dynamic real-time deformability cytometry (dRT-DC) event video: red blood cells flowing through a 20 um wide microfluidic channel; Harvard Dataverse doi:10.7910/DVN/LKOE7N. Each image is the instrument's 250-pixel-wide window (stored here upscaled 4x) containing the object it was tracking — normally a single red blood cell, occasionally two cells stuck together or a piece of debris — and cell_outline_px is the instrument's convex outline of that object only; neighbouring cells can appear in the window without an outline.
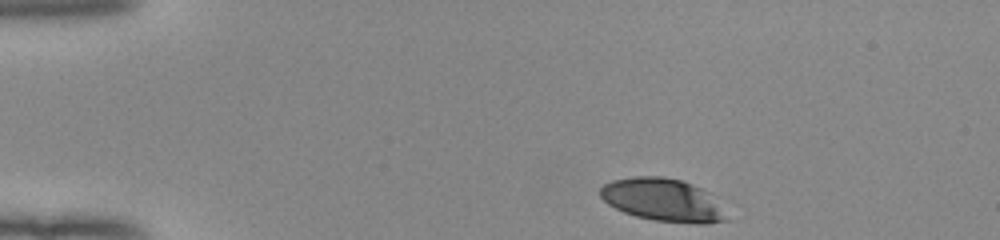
{"species": "human", "species_latin": "Homo sapiens", "temperature_condition": "room temperature", "stored_images_in_passage": 39, "camera_frame_rate_fps": 3000, "um_per_image_px": 0.085, "donor": {"sex": "female"}, "frame": {"image": 1, "passage_image": 1, "time_ms": 0.0, "image_size_px": [1000, 240], "cell_outline_px": [[728, 220], [708, 224], [696, 224], [652, 220], [636, 216], [624, 212], [608, 204], [600, 196], [600, 188], [604, 184], [612, 180], [636, 176], [664, 176], [680, 180], [692, 184], [700, 188]], "centroid_in_image_um": [56.22, 16.99], "position_along_channel_um": 28.8, "area_um2": 30.69}}
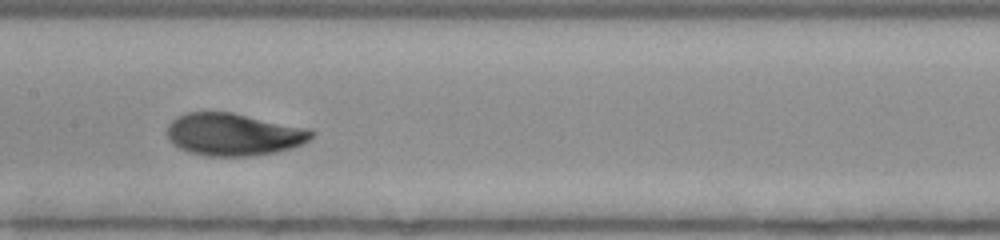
{"frame": {"image": 2, "passage_image": 19, "time_ms": 6.0, "image_size_px": [1000, 240], "cell_outline_px": [[316, 132], [308, 140], [292, 148], [252, 156], [204, 156], [188, 152], [172, 144], [168, 136], [168, 124], [176, 116], [184, 112], [232, 112], [308, 128]], "centroid_in_image_um": [19.82, 11.42], "position_along_channel_um": 187.6, "area_um2": 35.72}}
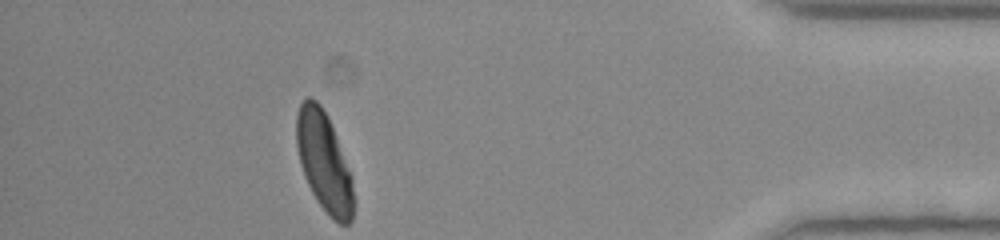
{"frame": {"image": 3, "passage_image": 39, "time_ms": 12.667, "image_size_px": [1000, 240], "cell_outline_px": [[356, 204], [352, 220], [348, 224], [340, 224], [316, 200], [308, 184], [300, 164], [296, 144], [296, 116], [300, 104], [308, 96], [312, 96], [320, 104], [328, 116], [352, 176]], "centroid_in_image_um": [27.56, 13.74], "position_along_channel_um": 407.6, "area_um2": 33.18}, "authors_computed_cell_mechanics": {"area_um2": 34.9112, "velocity_mm_per_s": 3.961, "shape_relaxation_time_tau1_ms": 3.404, "shape_relaxation_time_tau2_ms": null, "deformation_change_tau1": 0.1744, "deformation_change_tau2": null}}